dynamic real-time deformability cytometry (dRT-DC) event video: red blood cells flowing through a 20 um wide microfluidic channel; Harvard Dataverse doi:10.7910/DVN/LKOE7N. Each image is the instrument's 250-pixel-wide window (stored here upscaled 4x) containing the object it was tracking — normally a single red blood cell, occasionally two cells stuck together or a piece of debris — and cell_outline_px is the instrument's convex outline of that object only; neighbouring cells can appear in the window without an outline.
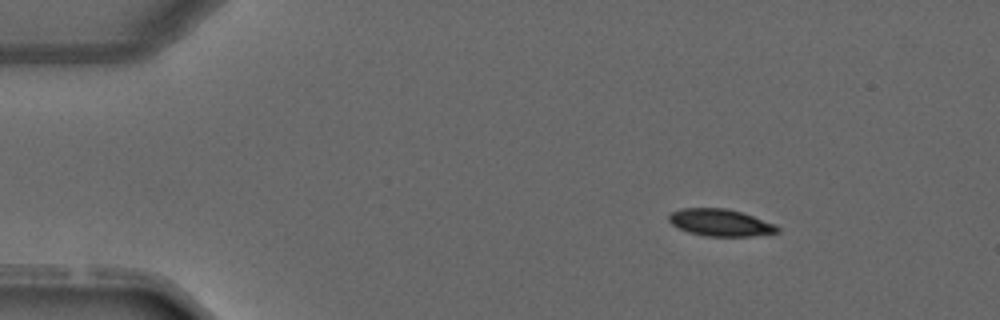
{"species": "common noctule bat (a hibernating species)", "species_latin": "Nyctalus noctula", "temperature_condition": "warm", "stored_images_in_passage": 3, "camera_frame_rate_fps": 3000, "um_per_image_px": 0.085, "animal": {"sex": "male", "forearm_length_mm": 52.5}, "frame": {"image": 1, "passage_image": 1, "time_ms": 0.0, "image_size_px": [1000, 320], "cell_outline_px": [[780, 232], [752, 236], [704, 236], [688, 232], [672, 224], [668, 220], [668, 216], [672, 212], [680, 208], [724, 208], [744, 212], [776, 224], [780, 228]], "centroid_in_image_um": [61.27, 18.92], "position_along_channel_um": 23.7, "area_um2": 17.28}}
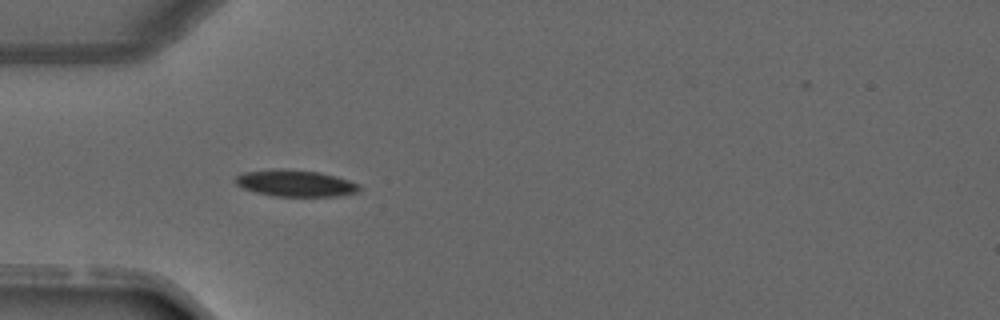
{"frame": {"image": 2, "passage_image": 3, "time_ms": 2.333, "image_size_px": [1000, 320], "cell_outline_px": [[360, 188], [356, 192], [336, 196], [272, 196], [256, 192], [244, 188], [236, 184], [236, 176], [244, 172], [276, 168], [284, 168], [320, 172], [336, 176], [360, 184]], "centroid_in_image_um": [25.1, 15.56], "position_along_channel_um": 59.9, "area_um2": 19.19}}